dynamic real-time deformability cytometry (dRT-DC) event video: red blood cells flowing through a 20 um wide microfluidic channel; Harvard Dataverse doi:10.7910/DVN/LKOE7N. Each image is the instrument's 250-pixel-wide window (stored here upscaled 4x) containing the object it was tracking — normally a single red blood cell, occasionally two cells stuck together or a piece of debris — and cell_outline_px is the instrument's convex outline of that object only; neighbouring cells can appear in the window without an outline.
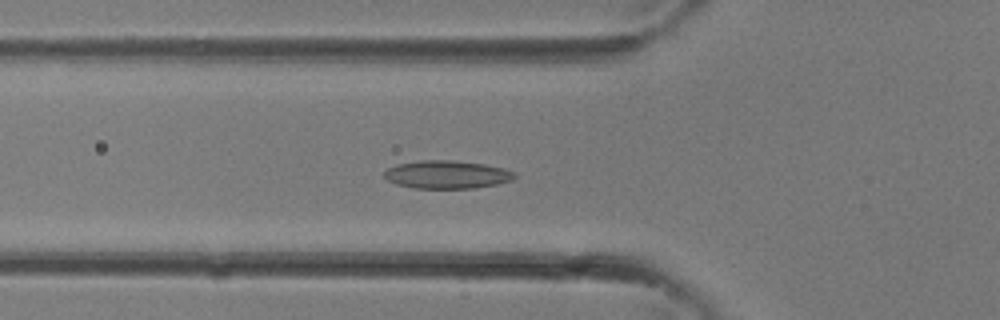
{"species": "common noctule bat (a hibernating species)", "species_latin": "Nyctalus noctula", "temperature_condition": "room temperature", "stored_images_in_passage": 28, "camera_frame_rate_fps": 3000, "um_per_image_px": 0.085, "animal": {"sex": "female"}, "frame": {"image": 1, "passage_image": 6, "time_ms": 1.667, "image_size_px": [1000, 320], "cell_outline_px": [[516, 176], [512, 180], [496, 184], [472, 188], [416, 188], [396, 184], [388, 180], [384, 176], [384, 172], [388, 168], [396, 164], [420, 160], [448, 160], [484, 164], [504, 168], [516, 172]], "centroid_in_image_um": [37.99, 14.83], "position_along_channel_um": 87.8, "area_um2": 21.21}}
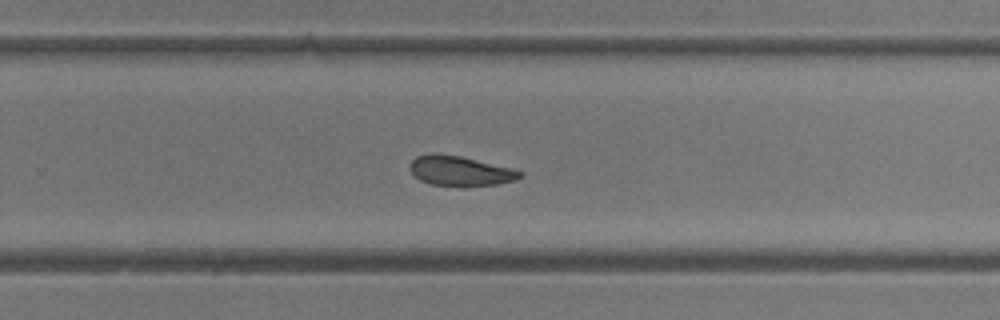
{"frame": {"image": 2, "passage_image": 16, "time_ms": 5.0, "image_size_px": [1000, 320], "cell_outline_px": [[524, 172], [516, 180], [496, 184], [464, 188], [460, 188], [432, 184], [420, 180], [408, 168], [408, 164], [416, 156], [460, 156], [512, 168]], "centroid_in_image_um": [39.15, 14.59], "position_along_channel_um": 290.6, "area_um2": 18.96}}
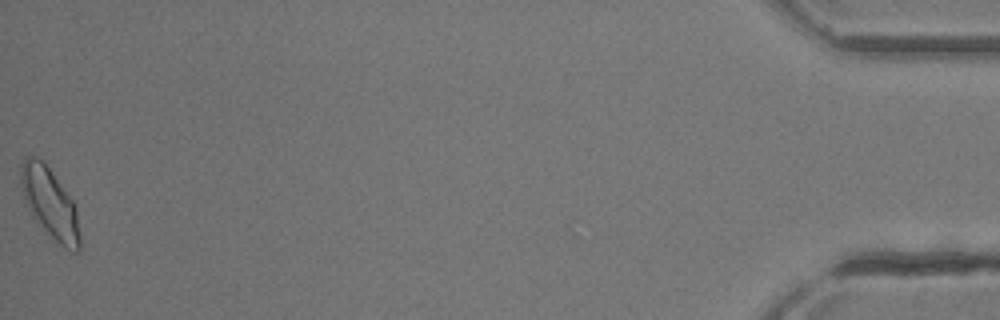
{"frame": {"image": 3, "passage_image": 28, "time_ms": 9.0, "image_size_px": [1000, 320], "cell_outline_px": [[80, 248], [76, 252], [72, 252], [64, 248], [32, 216], [24, 200], [20, 184], [20, 164], [24, 156], [36, 156], [44, 160], [76, 204], [80, 236]], "centroid_in_image_um": [4.23, 17.2], "position_along_channel_um": 431.0, "area_um2": 24.45}}